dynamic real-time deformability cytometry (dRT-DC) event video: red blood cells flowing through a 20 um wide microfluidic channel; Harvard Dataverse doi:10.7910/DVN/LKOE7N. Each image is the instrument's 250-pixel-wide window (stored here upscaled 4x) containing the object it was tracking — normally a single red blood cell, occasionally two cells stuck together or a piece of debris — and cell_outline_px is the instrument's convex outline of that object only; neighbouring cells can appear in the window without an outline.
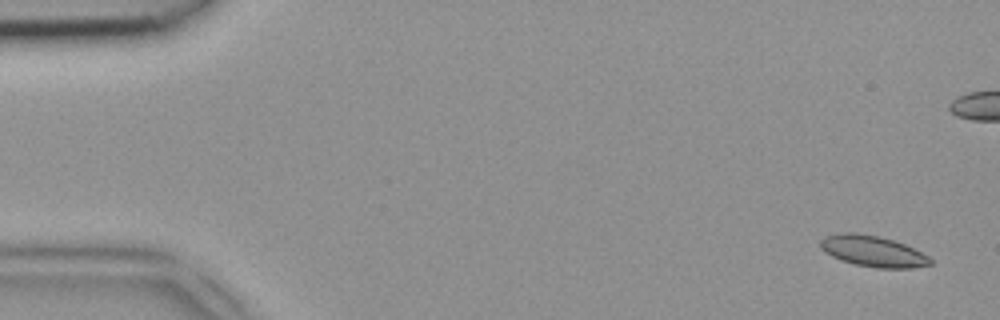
{"species": "common noctule bat (a hibernating species)", "species_latin": "Nyctalus noctula", "temperature_condition": "room temperature", "stored_images_in_passage": 49, "camera_frame_rate_fps": 3000, "um_per_image_px": 0.085, "animal": {"sex": "female", "body_mass_g": 18.4}, "frame": {"image": 1, "passage_image": 2, "time_ms": 0.333, "image_size_px": [1000, 320], "cell_outline_px": [[932, 264], [912, 268], [876, 268], [856, 264], [832, 256], [824, 252], [820, 248], [820, 240], [824, 236], [840, 232], [856, 232], [880, 236], [904, 244], [928, 256], [932, 260]], "centroid_in_image_um": [74.16, 21.34], "position_along_channel_um": 10.8, "area_um2": 19.83}}
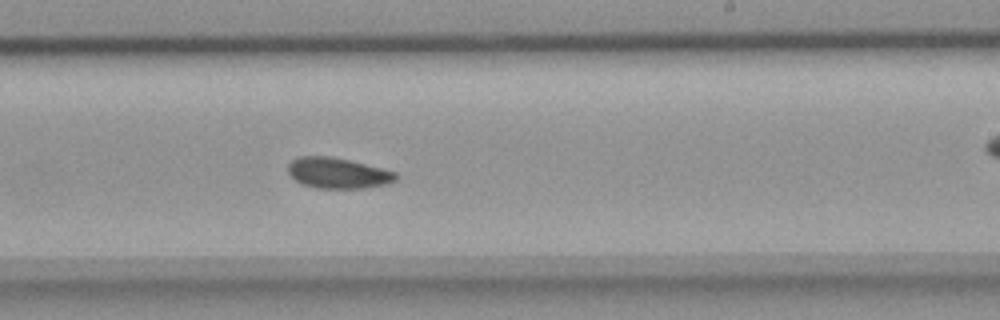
{"frame": {"image": 2, "passage_image": 29, "time_ms": 9.333, "image_size_px": [1000, 320], "cell_outline_px": [[396, 180], [388, 184], [364, 188], [316, 188], [304, 184], [296, 180], [288, 172], [288, 164], [292, 160], [300, 156], [332, 156], [396, 172]], "centroid_in_image_um": [28.71, 14.71], "position_along_channel_um": 260.3, "area_um2": 19.07}}
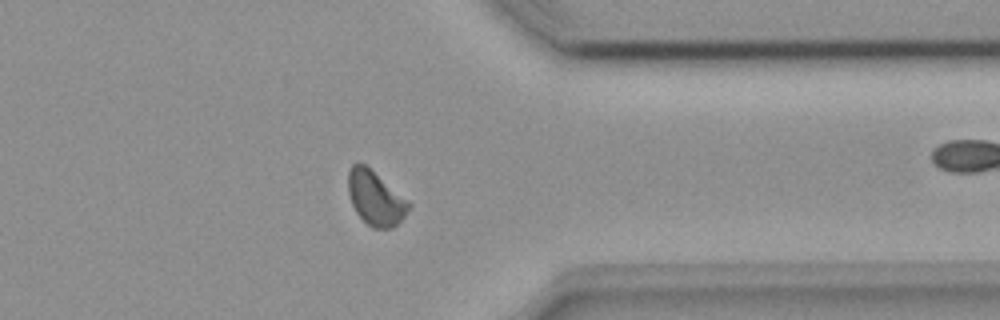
{"frame": {"image": 3, "passage_image": 38, "time_ms": 12.333, "image_size_px": [1000, 320], "cell_outline_px": [[412, 204], [404, 216], [392, 228], [372, 228], [356, 212], [352, 204], [348, 192], [348, 168], [352, 164], [364, 164], [408, 200]], "centroid_in_image_um": [31.9, 16.84], "position_along_channel_um": 379.5, "area_um2": 18.79}}